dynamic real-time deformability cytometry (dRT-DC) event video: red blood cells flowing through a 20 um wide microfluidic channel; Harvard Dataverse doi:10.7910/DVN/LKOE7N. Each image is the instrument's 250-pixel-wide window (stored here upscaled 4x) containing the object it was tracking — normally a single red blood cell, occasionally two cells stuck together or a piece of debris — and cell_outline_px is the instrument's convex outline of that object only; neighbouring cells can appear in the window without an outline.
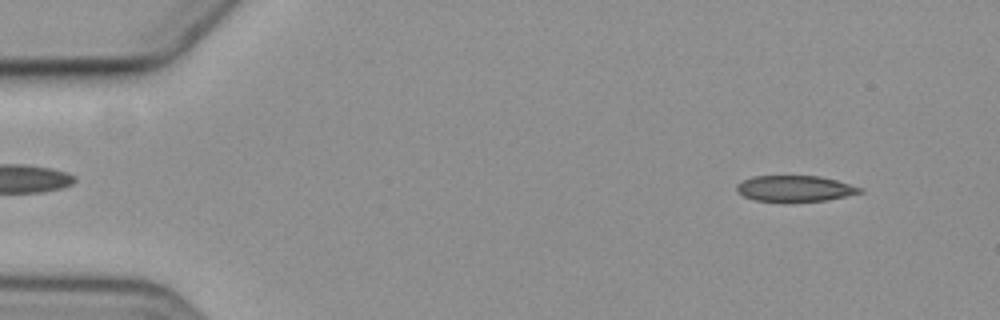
{"species": "common noctule bat (a hibernating species)", "species_latin": "Nyctalus noctula", "temperature_condition": "cold", "stored_images_in_passage": 5, "camera_frame_rate_fps": 3000, "um_per_image_px": 0.085, "animal": {"sex": "female", "body_mass_g": 19.3, "forearm_length_mm": 54.1}, "frame": {"image": 1, "passage_image": 1, "time_ms": 0.0, "image_size_px": [1000, 320], "cell_outline_px": [[864, 192], [828, 200], [756, 200], [744, 196], [736, 188], [736, 184], [752, 176], [820, 176], [836, 180], [864, 188]], "centroid_in_image_um": [67.62, 16.0], "position_along_channel_um": 17.4, "area_um2": 18.21}}
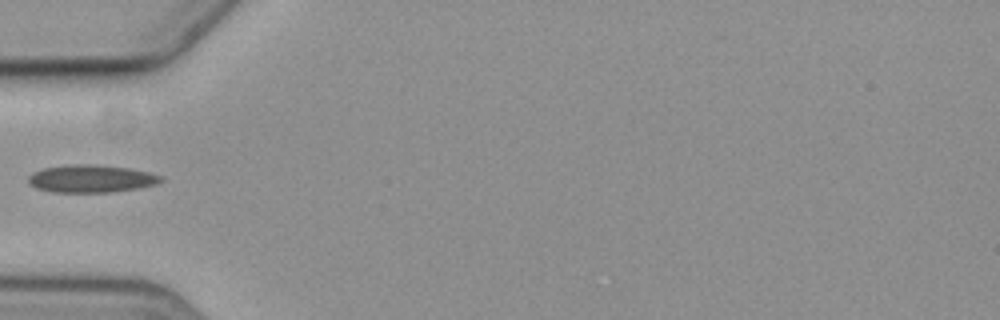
{"frame": {"image": 2, "passage_image": 4, "time_ms": 4.667, "image_size_px": [1000, 320], "cell_outline_px": [[164, 180], [156, 184], [140, 188], [112, 192], [52, 192], [36, 188], [28, 184], [28, 176], [32, 172], [44, 168], [72, 164], [96, 164], [128, 168], [148, 172], [160, 176]], "centroid_in_image_um": [7.72, 15.19], "position_along_channel_um": 77.3, "area_um2": 21.44}}
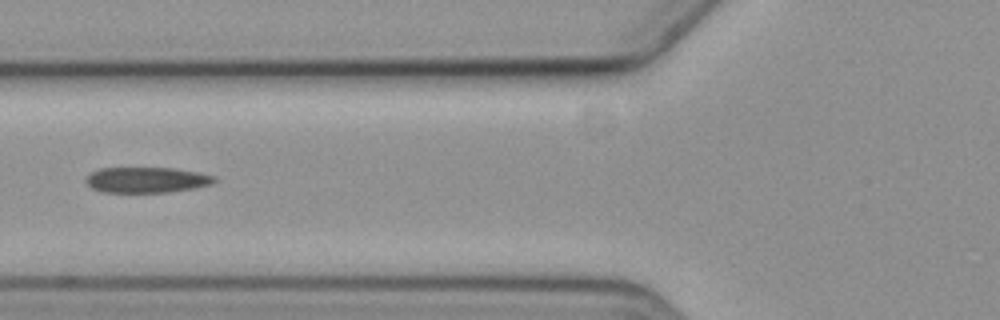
{"frame": {"image": 3, "passage_image": 5, "time_ms": 5.667, "image_size_px": [1000, 320], "cell_outline_px": [[216, 180], [212, 184], [192, 188], [168, 192], [104, 192], [92, 188], [84, 180], [92, 172], [100, 168], [176, 168], [216, 176]], "centroid_in_image_um": [12.47, 15.29], "position_along_channel_um": 113.3, "area_um2": 19.02}}